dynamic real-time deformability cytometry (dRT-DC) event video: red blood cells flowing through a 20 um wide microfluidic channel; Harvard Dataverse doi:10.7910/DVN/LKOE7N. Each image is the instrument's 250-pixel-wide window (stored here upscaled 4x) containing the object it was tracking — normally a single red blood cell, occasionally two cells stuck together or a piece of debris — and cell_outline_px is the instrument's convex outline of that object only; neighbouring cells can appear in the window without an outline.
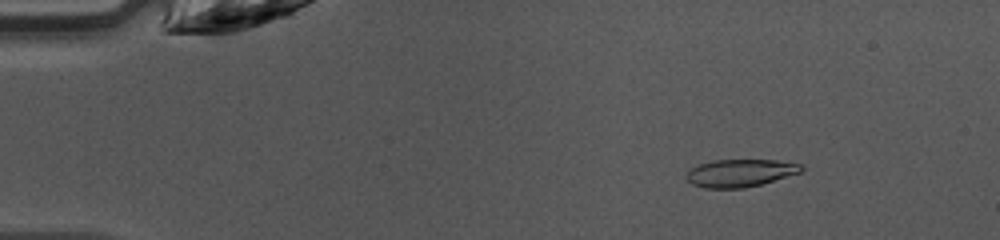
{"species": "common noctule bat (a hibernating species)", "species_latin": "Nyctalus noctula", "temperature_condition": "warm", "stored_images_in_passage": 46, "camera_frame_rate_fps": 3000, "um_per_image_px": 0.085, "animal": {"sex": "female", "body_mass_g": 10.0, "forearm_length_mm": 53.1}, "frame": {"image": 1, "passage_image": 6, "time_ms": 1.667, "image_size_px": [1000, 240], "cell_outline_px": [[804, 168], [800, 172], [760, 184], [744, 188], [704, 188], [692, 184], [684, 176], [692, 168], [700, 164], [712, 160], [776, 160], [804, 164]], "centroid_in_image_um": [62.91, 14.7], "position_along_channel_um": 22.1, "area_um2": 18.38}}
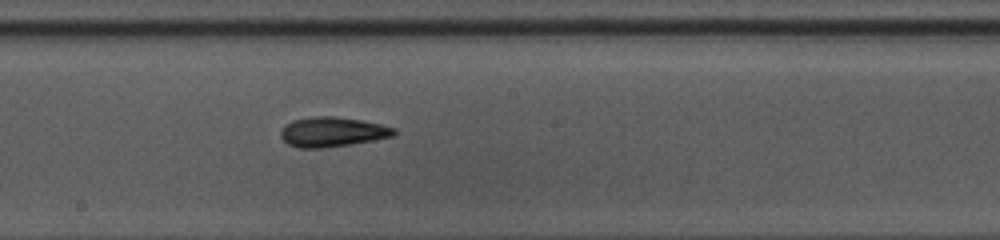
{"frame": {"image": 2, "passage_image": 25, "time_ms": 8.0, "image_size_px": [1000, 240], "cell_outline_px": [[396, 132], [392, 136], [372, 140], [324, 148], [296, 148], [288, 144], [280, 136], [280, 132], [284, 124], [292, 120], [312, 116], [336, 116], [364, 120], [396, 128]], "centroid_in_image_um": [28.2, 11.2], "position_along_channel_um": 220.0, "area_um2": 19.77}}
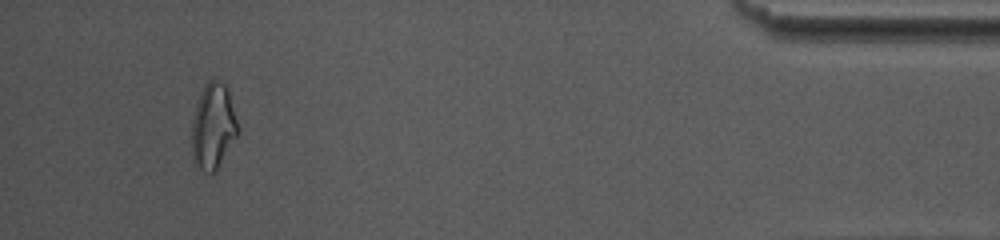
{"frame": {"image": 3, "passage_image": 43, "time_ms": 14.0, "image_size_px": [1000, 240], "cell_outline_px": [[240, 132], [216, 172], [208, 172], [200, 168], [192, 160], [192, 120], [196, 104], [200, 92], [204, 84], [208, 80], [220, 80], [228, 88], [240, 128]], "centroid_in_image_um": [18.14, 10.72], "position_along_channel_um": 417.1, "area_um2": 23.47}, "authors_computed_cell_mechanics": {"area_um2": 19.5075, "velocity_mm_per_s": 4.3112, "shape_relaxation_time_tau1_ms": 4.4117, "shape_relaxation_time_tau2_ms": 4.3071, "deformation_change_tau1": 0.1364, "deformation_change_tau2": 0.1379}}